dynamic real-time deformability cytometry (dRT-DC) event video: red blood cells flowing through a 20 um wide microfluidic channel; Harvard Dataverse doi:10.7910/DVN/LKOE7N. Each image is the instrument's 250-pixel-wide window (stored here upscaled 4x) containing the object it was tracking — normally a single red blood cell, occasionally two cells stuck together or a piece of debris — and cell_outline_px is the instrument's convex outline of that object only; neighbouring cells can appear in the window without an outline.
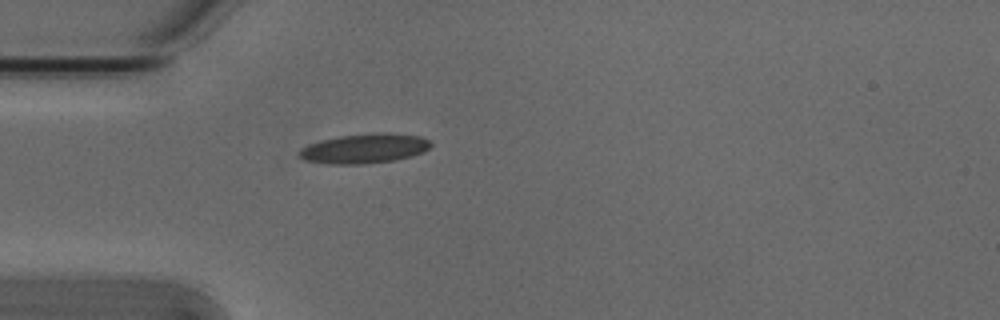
{"species": "Egyptian fruit bat (a non-hibernating species)", "species_latin": "Rousettus aegyptiacus", "temperature_condition": "cold", "stored_images_in_passage": 1, "camera_frame_rate_fps": 3000, "um_per_image_px": 0.085, "animal": {"sex": "male"}, "frame": {"image": 1, "passage_image": 1, "time_ms": 0.0, "image_size_px": [1000, 320], "cell_outline_px": [[432, 144], [424, 152], [412, 156], [392, 160], [360, 164], [328, 164], [304, 160], [296, 156], [296, 152], [300, 148], [308, 144], [340, 136], [376, 132], [392, 132], [420, 136], [428, 140]], "centroid_in_image_um": [30.94, 12.61], "position_along_channel_um": 54.1, "area_um2": 22.89}}